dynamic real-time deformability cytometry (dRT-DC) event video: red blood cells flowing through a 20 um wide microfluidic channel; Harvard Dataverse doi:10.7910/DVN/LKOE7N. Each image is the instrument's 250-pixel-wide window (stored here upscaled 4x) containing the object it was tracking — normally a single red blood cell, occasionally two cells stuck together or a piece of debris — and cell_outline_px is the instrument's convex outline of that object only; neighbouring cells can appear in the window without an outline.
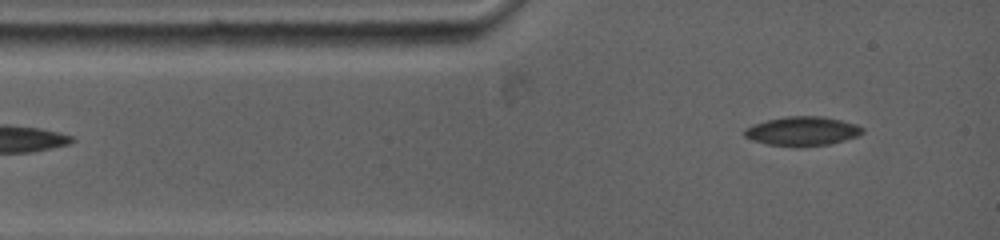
{"species": "common noctule bat (a hibernating species)", "species_latin": "Nyctalus noctula", "temperature_condition": "warm", "stored_images_in_passage": 2, "camera_frame_rate_fps": 5000, "um_per_image_px": 0.085, "animal": {"sex": "female", "body_mass_g": 19.0, "forearm_length_mm": 53.3}, "frame": {"image": 1, "passage_image": 2, "time_ms": 0.8, "image_size_px": [1000, 240], "cell_outline_px": [[864, 132], [856, 136], [844, 140], [828, 144], [800, 148], [796, 148], [768, 144], [752, 140], [744, 136], [744, 128], [752, 124], [768, 120], [788, 116], [824, 116], [856, 124], [864, 128]], "centroid_in_image_um": [68.18, 11.16], "position_along_channel_um": 16.8, "area_um2": 20.23}}